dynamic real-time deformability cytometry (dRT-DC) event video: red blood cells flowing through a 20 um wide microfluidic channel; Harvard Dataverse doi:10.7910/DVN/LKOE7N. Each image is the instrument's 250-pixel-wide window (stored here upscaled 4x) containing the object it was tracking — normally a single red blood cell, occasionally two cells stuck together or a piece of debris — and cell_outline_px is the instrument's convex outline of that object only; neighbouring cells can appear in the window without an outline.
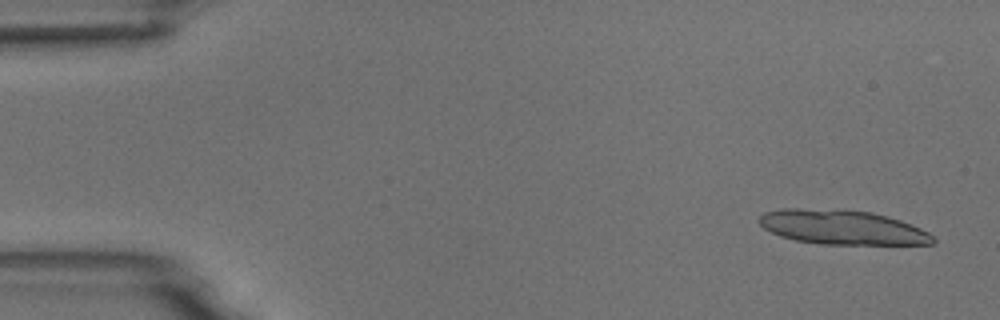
{"species": "common noctule bat (a hibernating species)", "species_latin": "Nyctalus noctula", "temperature_condition": "room temperature", "stored_images_in_passage": 10, "camera_frame_rate_fps": 3000, "um_per_image_px": 0.085, "animal": {"sex": "male", "body_mass_g": 18.8}, "frame": {"image": 1, "passage_image": 1, "time_ms": 0.0, "image_size_px": [1000, 320], "cell_outline_px": [[936, 240], [932, 244], [820, 244], [796, 240], [780, 236], [764, 228], [760, 224], [760, 216], [764, 212], [784, 208], [796, 208], [872, 212], [888, 216], [912, 224], [928, 232]], "centroid_in_image_um": [71.6, 19.33], "position_along_channel_um": 13.4, "area_um2": 34.51}}
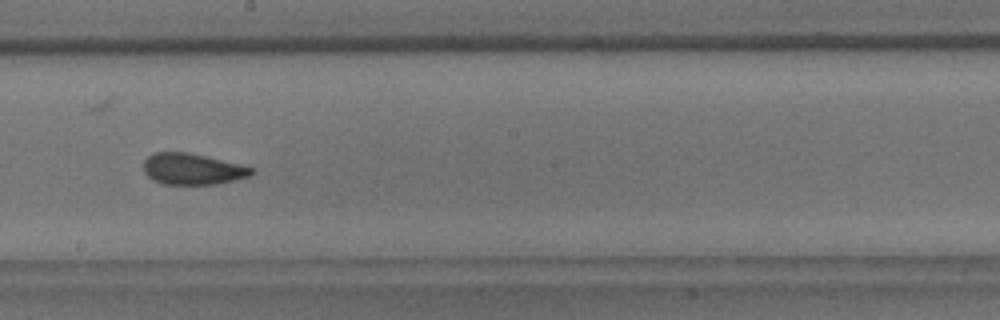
{"frame": {"image": 2, "passage_image": 9, "time_ms": 9.333, "image_size_px": [1000, 320], "cell_outline_px": [[256, 172], [248, 176], [216, 184], [164, 184], [152, 180], [144, 172], [144, 160], [152, 152], [188, 152], [240, 164], [252, 168]], "centroid_in_image_um": [16.32, 14.36], "position_along_channel_um": 231.9, "area_um2": 19.54}}